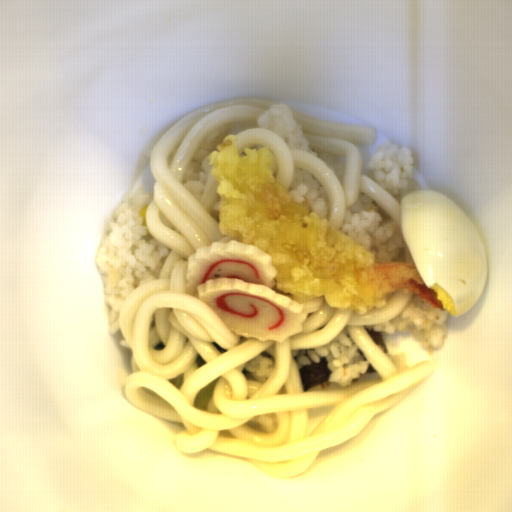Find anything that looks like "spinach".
I'll return each instance as SVG.
<instances>
[{"mask_svg":"<svg viewBox=\"0 0 512 512\" xmlns=\"http://www.w3.org/2000/svg\"><path fill=\"white\" fill-rule=\"evenodd\" d=\"M220 376L211 381L209 384H207L204 388L198 391L194 401H193V408L199 409V410H206L208 403L215 391L216 385L218 383Z\"/></svg>","mask_w":512,"mask_h":512,"instance_id":"obj_1","label":"spinach"}]
</instances>
